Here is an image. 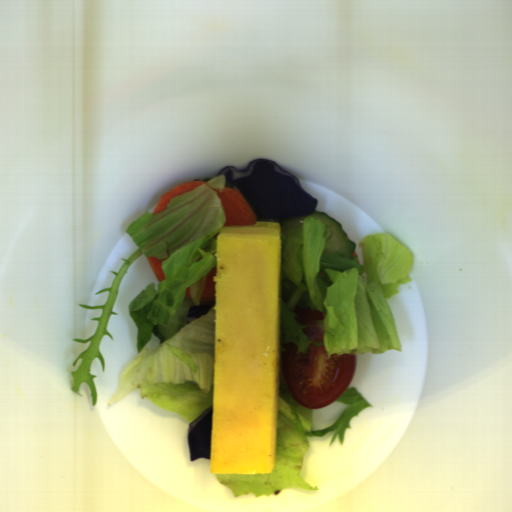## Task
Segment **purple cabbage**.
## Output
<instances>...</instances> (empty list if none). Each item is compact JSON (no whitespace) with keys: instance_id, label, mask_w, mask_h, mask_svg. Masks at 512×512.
Instances as JSON below:
<instances>
[{"instance_id":"purple-cabbage-3","label":"purple cabbage","mask_w":512,"mask_h":512,"mask_svg":"<svg viewBox=\"0 0 512 512\" xmlns=\"http://www.w3.org/2000/svg\"><path fill=\"white\" fill-rule=\"evenodd\" d=\"M212 178H214V177L205 178V179H194V180H192L191 182H208V181H209V180H211Z\"/></svg>"},{"instance_id":"purple-cabbage-1","label":"purple cabbage","mask_w":512,"mask_h":512,"mask_svg":"<svg viewBox=\"0 0 512 512\" xmlns=\"http://www.w3.org/2000/svg\"><path fill=\"white\" fill-rule=\"evenodd\" d=\"M221 175L225 188H236L247 200L256 225L316 212L318 200L303 190L297 177L270 159L253 160L245 169L226 166L217 174Z\"/></svg>"},{"instance_id":"purple-cabbage-2","label":"purple cabbage","mask_w":512,"mask_h":512,"mask_svg":"<svg viewBox=\"0 0 512 512\" xmlns=\"http://www.w3.org/2000/svg\"><path fill=\"white\" fill-rule=\"evenodd\" d=\"M213 404L188 424L189 460H211Z\"/></svg>"}]
</instances>
